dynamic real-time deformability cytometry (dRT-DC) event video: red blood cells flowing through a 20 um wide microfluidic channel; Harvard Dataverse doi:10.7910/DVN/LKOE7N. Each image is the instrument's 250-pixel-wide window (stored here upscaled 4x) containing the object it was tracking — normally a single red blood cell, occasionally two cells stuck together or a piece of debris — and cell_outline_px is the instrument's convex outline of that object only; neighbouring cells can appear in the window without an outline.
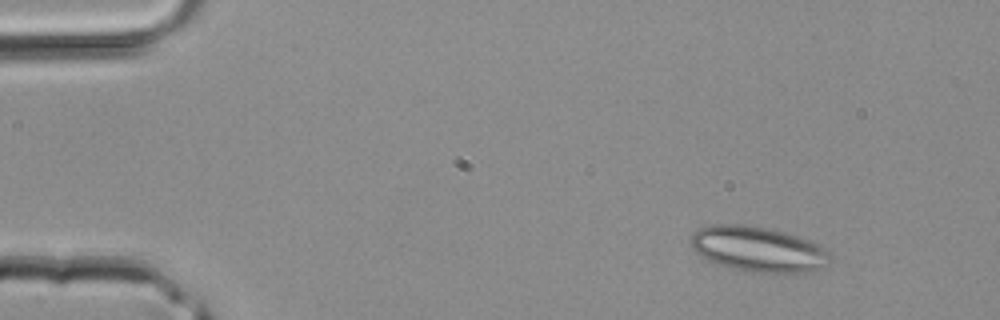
{"species": "common noctule bat (a hibernating species)", "species_latin": "Nyctalus noctula", "temperature_condition": "room temperature", "stored_images_in_passage": 12, "camera_frame_rate_fps": 3000, "um_per_image_px": 0.085, "animal": {"sex": "male", "body_mass_g": 20.4}, "frame": {"image": 1, "passage_image": 3, "time_ms": 0.667, "image_size_px": [1000, 320], "cell_outline_px": [[832, 256], [824, 268], [812, 272], [756, 272], [732, 268], [708, 260], [696, 252], [692, 248], [688, 240], [700, 228], [712, 224], [744, 224], [784, 232], [812, 240], [820, 244]], "centroid_in_image_um": [64.48, 21.17], "position_along_channel_um": 20.5, "area_um2": 36.7}}